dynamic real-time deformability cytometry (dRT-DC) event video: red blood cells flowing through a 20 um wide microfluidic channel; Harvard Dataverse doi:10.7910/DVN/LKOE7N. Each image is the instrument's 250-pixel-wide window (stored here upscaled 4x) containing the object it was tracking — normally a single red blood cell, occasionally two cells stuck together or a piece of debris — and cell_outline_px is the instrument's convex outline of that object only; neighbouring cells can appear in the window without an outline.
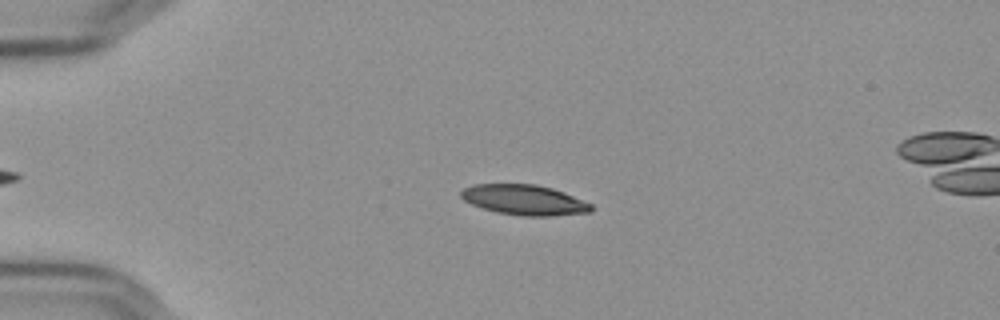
{"species": "Egyptian fruit bat (a non-hibernating species)", "species_latin": "Rousettus aegyptiacus", "temperature_condition": "cold", "stored_images_in_passage": 48, "camera_frame_rate_fps": 3000, "um_per_image_px": 0.085, "frame": {"image": 1, "passage_image": 12, "time_ms": 3.667, "image_size_px": [1000, 320], "cell_outline_px": [[592, 212], [552, 216], [524, 216], [496, 212], [472, 204], [464, 200], [460, 196], [460, 192], [464, 188], [472, 184], [536, 184], [552, 188], [564, 192], [592, 204]], "centroid_in_image_um": [44.57, 16.99], "position_along_channel_um": 40.4, "area_um2": 22.95}}
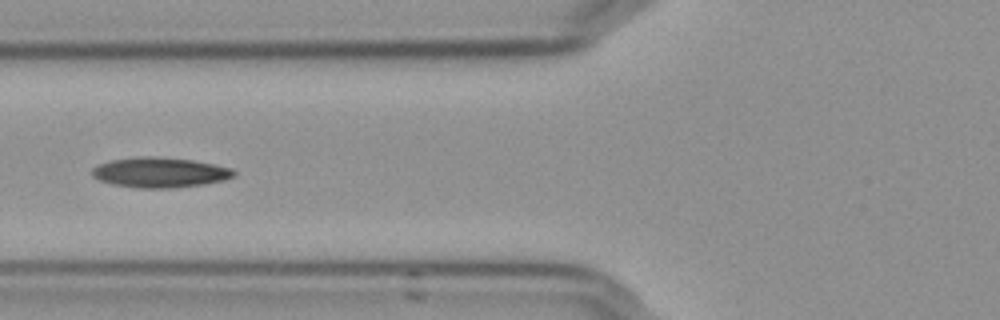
{"frame": {"image": 2, "passage_image": 21, "time_ms": 6.667, "image_size_px": [1000, 320], "cell_outline_px": [[236, 176], [224, 180], [204, 184], [172, 188], [136, 188], [112, 184], [100, 180], [92, 176], [92, 168], [100, 164], [112, 160], [140, 156], [152, 156], [192, 160], [232, 168], [236, 172]], "centroid_in_image_um": [13.6, 14.66], "position_along_channel_um": 112.2, "area_um2": 24.85}}
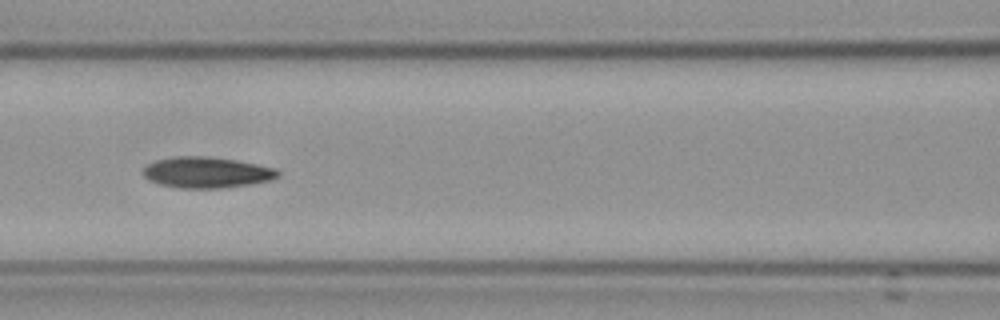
{"frame": {"image": 3, "passage_image": 24, "time_ms": 7.667, "image_size_px": [1000, 320], "cell_outline_px": [[280, 176], [268, 180], [252, 184], [224, 188], [180, 188], [160, 184], [148, 180], [144, 176], [144, 168], [148, 164], [156, 160], [176, 156], [200, 156], [236, 160], [276, 168], [280, 172]], "centroid_in_image_um": [17.58, 14.66], "position_along_channel_um": 149.0, "area_um2": 24.22}, "authors_computed_cell_mechanics": {"area_um2": 23.4668, "velocity_mm_per_s": 3.6267, "shape_relaxation_time_tau1_ms": 8.968, "shape_relaxation_time_tau2_ms": 3.9379, "deformation_change_tau1": 0.177, "deformation_change_tau2": 0.0929}}